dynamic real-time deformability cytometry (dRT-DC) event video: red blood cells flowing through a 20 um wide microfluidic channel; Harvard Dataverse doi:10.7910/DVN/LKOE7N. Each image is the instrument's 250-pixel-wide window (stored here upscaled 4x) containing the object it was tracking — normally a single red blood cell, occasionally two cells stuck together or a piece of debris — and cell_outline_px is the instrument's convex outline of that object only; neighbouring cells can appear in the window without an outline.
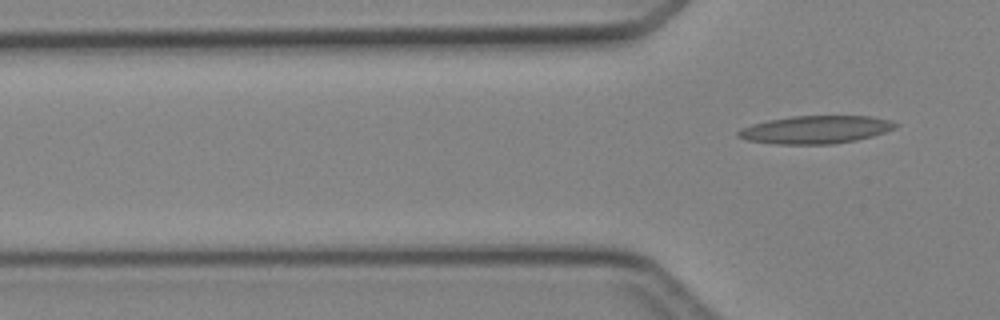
{"species": "Egyptian fruit bat (a non-hibernating species)", "species_latin": "Rousettus aegyptiacus", "temperature_condition": "cold", "stored_images_in_passage": 4, "camera_frame_rate_fps": 3000, "um_per_image_px": 0.085, "animal": {"sex": "female"}, "frame": {"image": 1, "passage_image": 4, "time_ms": 4.333, "image_size_px": [1000, 320], "cell_outline_px": [[900, 124], [896, 128], [872, 136], [856, 140], [832, 144], [776, 144], [748, 140], [736, 136], [736, 132], [740, 128], [752, 124], [768, 120], [792, 116], [872, 116], [892, 120]], "centroid_in_image_um": [69.34, 11.01], "position_along_channel_um": 56.5, "area_um2": 25.66}}